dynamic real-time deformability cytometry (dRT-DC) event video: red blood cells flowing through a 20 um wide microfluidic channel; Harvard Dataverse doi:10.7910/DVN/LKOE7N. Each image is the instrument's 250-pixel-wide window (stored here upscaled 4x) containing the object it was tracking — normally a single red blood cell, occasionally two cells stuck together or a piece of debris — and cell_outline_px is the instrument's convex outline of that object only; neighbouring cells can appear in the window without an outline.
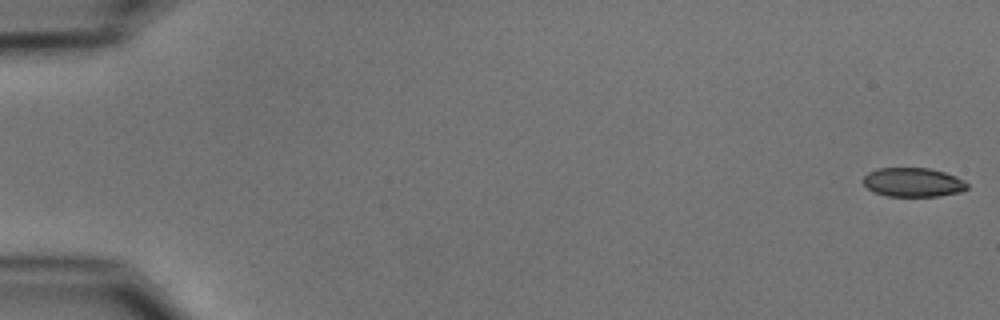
{"species": "common noctule bat (a hibernating species)", "species_latin": "Nyctalus noctula", "temperature_condition": "cold", "stored_images_in_passage": 55, "camera_frame_rate_fps": 3000, "um_per_image_px": 0.085, "animal": {"sex": "male", "body_mass_g": 15.6}, "frame": {"image": 1, "passage_image": 1, "time_ms": 0.0, "image_size_px": [1000, 320], "cell_outline_px": [[968, 188], [960, 192], [936, 196], [888, 196], [876, 192], [868, 188], [864, 184], [864, 176], [868, 172], [876, 168], [928, 168], [944, 172], [956, 176], [964, 180], [968, 184]], "centroid_in_image_um": [77.63, 15.49], "position_along_channel_um": 7.4, "area_um2": 17.51}}
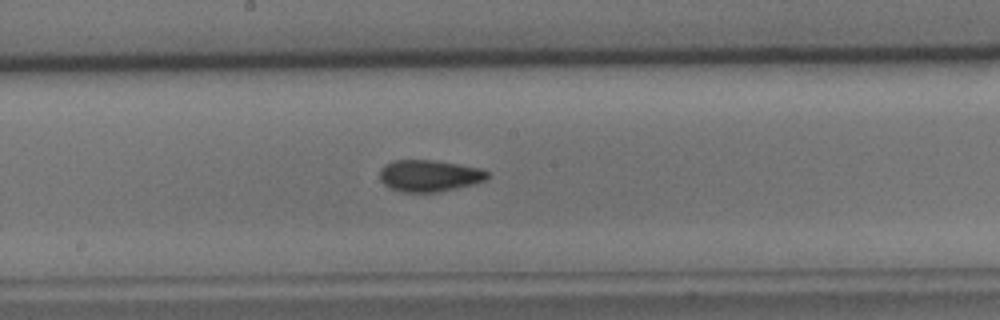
{"frame": {"image": 2, "passage_image": 30, "time_ms": 9.667, "image_size_px": [1000, 320], "cell_outline_px": [[488, 176], [484, 180], [476, 184], [436, 192], [400, 192], [384, 184], [380, 180], [380, 168], [384, 164], [392, 160], [432, 160], [480, 168], [488, 172]], "centroid_in_image_um": [36.46, 14.93], "position_along_channel_um": 211.7, "area_um2": 19.83}}
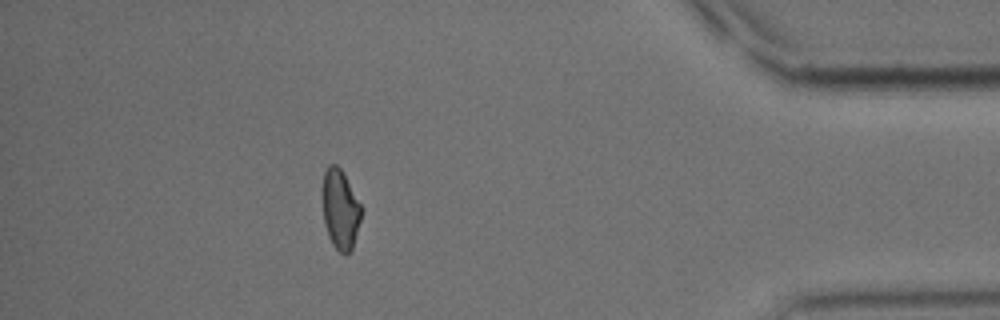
{"frame": {"image": 3, "passage_image": 49, "time_ms": 16.0, "image_size_px": [1000, 320], "cell_outline_px": [[360, 220], [352, 248], [348, 252], [340, 252], [332, 244], [328, 236], [324, 220], [320, 192], [324, 172], [328, 164], [336, 164], [340, 168], [360, 204]], "centroid_in_image_um": [28.86, 17.74], "position_along_channel_um": 406.3, "area_um2": 17.86}, "authors_computed_cell_mechanics": {"area_um2": 19.1896, "velocity_mm_per_s": 3.7227, "shape_relaxation_time_tau1_ms": 6.8165, "shape_relaxation_time_tau2_ms": 2.2236, "deformation_change_tau1": 0.1268, "deformation_change_tau2": 0.0706}}